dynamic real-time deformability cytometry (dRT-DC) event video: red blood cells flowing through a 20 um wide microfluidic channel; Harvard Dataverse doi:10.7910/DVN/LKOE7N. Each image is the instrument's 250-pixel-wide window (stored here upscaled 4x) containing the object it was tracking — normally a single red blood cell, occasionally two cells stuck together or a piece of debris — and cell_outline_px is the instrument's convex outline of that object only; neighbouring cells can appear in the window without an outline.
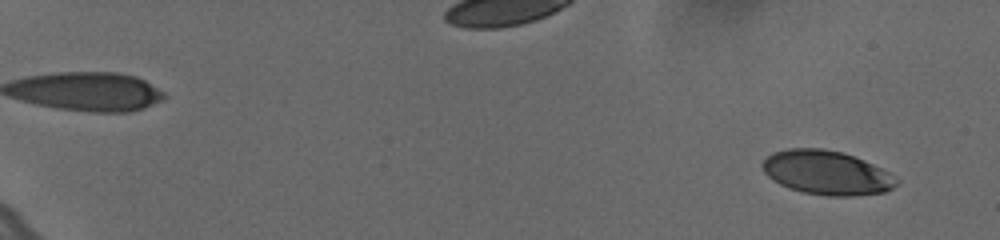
{"species": "human", "species_latin": "Homo sapiens", "temperature_condition": "cold", "stored_images_in_passage": 60, "camera_frame_rate_fps": 3000, "um_per_image_px": 0.085, "donor": {"sex": "female"}, "frame": {"image": 1, "passage_image": 4, "time_ms": 1.0, "image_size_px": [1000, 240], "cell_outline_px": [[900, 180], [892, 188], [884, 192], [852, 196], [824, 196], [804, 192], [788, 188], [772, 180], [764, 172], [760, 164], [772, 152], [788, 148], [824, 148], [844, 152], [864, 160], [888, 172]], "centroid_in_image_um": [70.24, 14.67], "position_along_channel_um": 14.8, "area_um2": 34.62}}
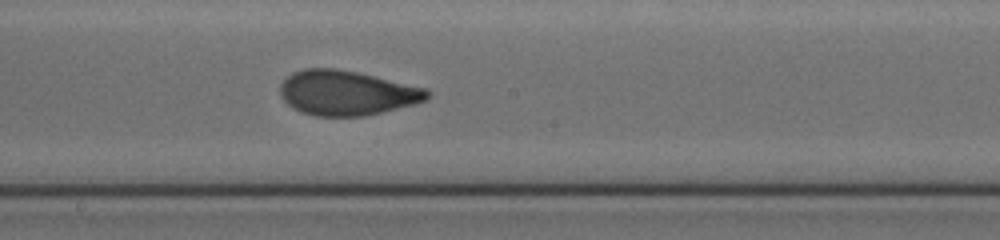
{"frame": {"image": 2, "passage_image": 37, "time_ms": 12.0, "image_size_px": [1000, 240], "cell_outline_px": [[432, 92], [424, 100], [416, 104], [364, 116], [316, 116], [300, 112], [292, 108], [280, 96], [280, 84], [292, 72], [304, 68], [336, 68], [356, 72], [428, 88]], "centroid_in_image_um": [29.46, 7.9], "position_along_channel_um": 218.7, "area_um2": 38.49}}
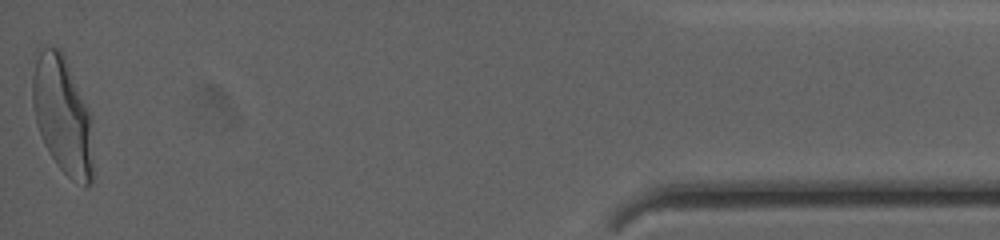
{"frame": {"image": 3, "passage_image": 60, "time_ms": 19.667, "image_size_px": [1000, 240], "cell_outline_px": [[92, 184], [84, 188], [72, 180], [56, 164], [48, 152], [44, 144], [36, 124], [32, 104], [32, 76], [36, 48], [60, 48], [64, 56], [92, 116]], "centroid_in_image_um": [5.3, 9.81], "position_along_channel_um": 429.9, "area_um2": 42.02}, "authors_computed_cell_mechanics": {"area_um2": 37.3966, "velocity_mm_per_s": 3.6261, "shape_relaxation_time_tau1_ms": 4.9895, "shape_relaxation_time_tau2_ms": 0.8778, "deformation_change_tau1": 0.1714, "deformation_change_tau2": 0.0637}}